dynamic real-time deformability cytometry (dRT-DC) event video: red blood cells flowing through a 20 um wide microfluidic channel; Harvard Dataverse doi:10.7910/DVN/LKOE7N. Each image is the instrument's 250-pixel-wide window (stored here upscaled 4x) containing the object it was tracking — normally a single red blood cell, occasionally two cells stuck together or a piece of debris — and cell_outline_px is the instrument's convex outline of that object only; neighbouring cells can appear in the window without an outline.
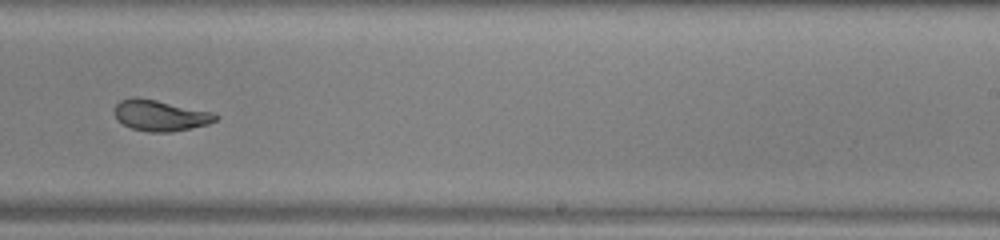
{"species": "common noctule bat (a hibernating species)", "species_latin": "Nyctalus noctula", "temperature_condition": "warm", "stored_images_in_passage": 39, "camera_frame_rate_fps": 3000, "um_per_image_px": 0.085, "animal": {"sex": "male", "body_mass_g": 13.0, "forearm_length_mm": 53.1}, "frame": {"image": 1, "passage_image": 28, "time_ms": 9.0, "image_size_px": [1000, 240], "cell_outline_px": [[220, 116], [216, 120], [208, 124], [172, 132], [148, 132], [132, 128], [124, 124], [112, 112], [112, 108], [120, 100], [132, 96], [136, 96], [156, 100], [212, 112]], "centroid_in_image_um": [13.59, 9.8], "position_along_channel_um": 275.4, "area_um2": 18.26}}
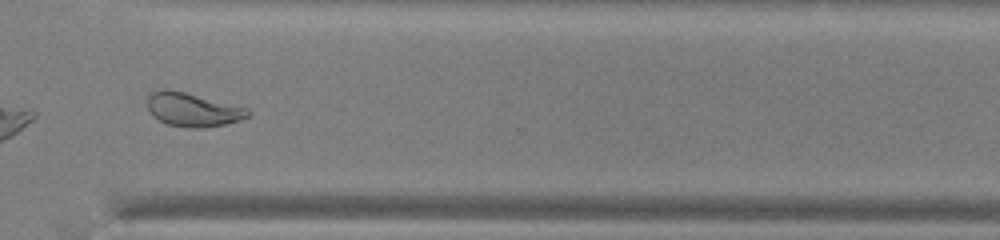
{"frame": {"image": 2, "passage_image": 34, "time_ms": 11.0, "image_size_px": [1000, 240], "cell_outline_px": [[252, 112], [248, 116], [240, 120], [224, 124], [204, 128], [188, 128], [168, 124], [152, 116], [148, 108], [148, 96], [152, 92], [164, 88], [168, 88], [248, 108]], "centroid_in_image_um": [16.38, 9.32], "position_along_channel_um": 354.2, "area_um2": 19.65}, "authors_computed_cell_mechanics": {"area_um2": 19.2474, "velocity_mm_per_s": 3.9143, "shape_relaxation_time_tau1_ms": 5.0895, "shape_relaxation_time_tau2_ms": 1.4494, "deformation_change_tau1": 0.1887, "deformation_change_tau2": 0.0758}}